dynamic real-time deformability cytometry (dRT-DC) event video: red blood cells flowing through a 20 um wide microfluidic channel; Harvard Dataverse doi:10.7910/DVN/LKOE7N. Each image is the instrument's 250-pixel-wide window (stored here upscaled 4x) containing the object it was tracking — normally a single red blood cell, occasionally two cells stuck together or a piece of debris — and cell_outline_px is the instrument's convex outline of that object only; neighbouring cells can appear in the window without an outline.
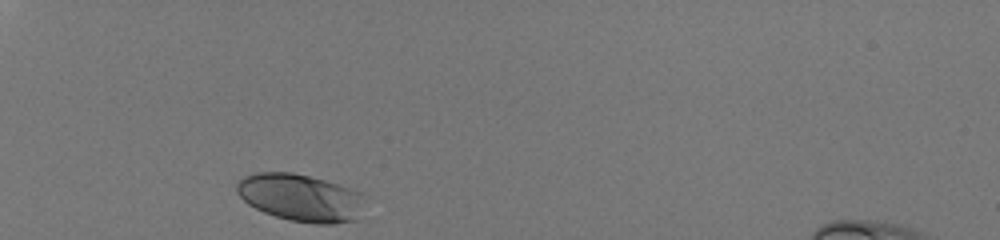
{"species": "human", "species_latin": "Homo sapiens", "temperature_condition": "room temperature", "stored_images_in_passage": 29, "camera_frame_rate_fps": 3000, "um_per_image_px": 0.085, "donor": {"sex": "male"}, "frame": {"image": 1, "passage_image": 1, "time_ms": 0.0, "image_size_px": [1000, 240], "cell_outline_px": [[360, 196], [356, 220], [332, 224], [316, 224], [288, 220], [264, 212], [248, 204], [236, 192], [236, 184], [244, 176], [256, 172], [292, 172], [324, 180], [360, 192]], "centroid_in_image_um": [25.44, 16.79], "position_along_channel_um": 59.6, "area_um2": 34.68}}
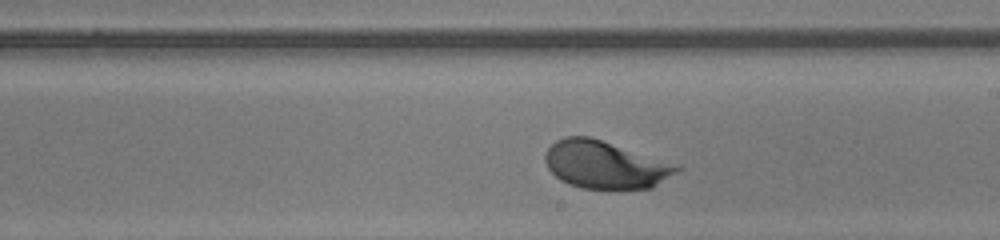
{"frame": {"image": 2, "passage_image": 17, "time_ms": 5.333, "image_size_px": [1000, 240], "cell_outline_px": [[680, 168], [652, 188], [580, 188], [568, 184], [560, 180], [548, 168], [544, 160], [544, 152], [556, 140], [564, 136], [588, 136], [600, 140]], "centroid_in_image_um": [51.26, 14.01], "position_along_channel_um": 237.7, "area_um2": 35.08}}
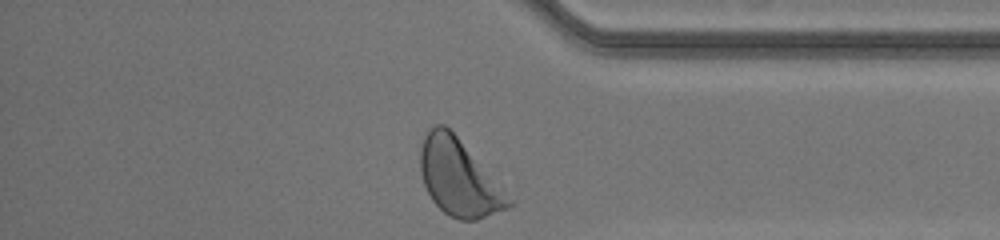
{"frame": {"image": 3, "passage_image": 29, "time_ms": 9.333, "image_size_px": [1000, 240], "cell_outline_px": [[512, 208], [476, 220], [460, 220], [448, 216], [432, 200], [424, 184], [420, 168], [420, 148], [424, 136], [436, 124], [444, 124], [456, 136], [512, 200]], "centroid_in_image_um": [38.98, 15.15], "position_along_channel_um": 396.2, "area_um2": 38.44}, "authors_computed_cell_mechanics": {"area_um2": 35.8938, "velocity_mm_per_s": 4.0515, "shape_relaxation_time_tau1_ms": 1.4676, "shape_relaxation_time_tau2_ms": null, "deformation_change_tau1": 0.1238, "deformation_change_tau2": null}}